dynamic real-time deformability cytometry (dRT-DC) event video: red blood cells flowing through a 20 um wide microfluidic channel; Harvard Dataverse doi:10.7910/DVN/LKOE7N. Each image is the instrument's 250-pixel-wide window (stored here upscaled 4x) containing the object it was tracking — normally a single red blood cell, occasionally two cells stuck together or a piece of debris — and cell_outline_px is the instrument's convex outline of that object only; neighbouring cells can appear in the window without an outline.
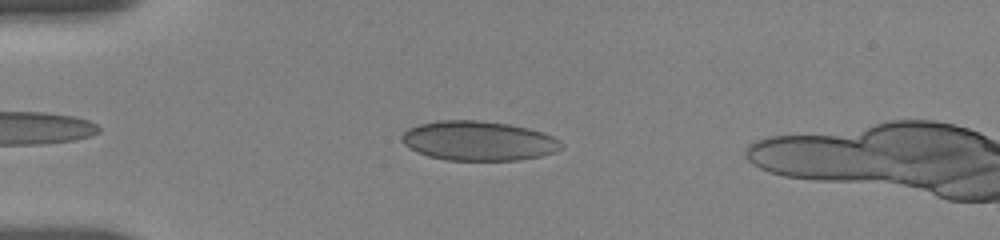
{"species": "human", "species_latin": "Homo sapiens", "temperature_condition": "room temperature", "stored_images_in_passage": 10, "camera_frame_rate_fps": 3000, "um_per_image_px": 0.085, "donor": {"sex": "female"}, "frame": {"image": 1, "passage_image": 8, "time_ms": 1.667, "image_size_px": [1000, 240], "cell_outline_px": [[564, 148], [556, 152], [540, 156], [520, 160], [448, 160], [428, 156], [404, 144], [400, 140], [400, 136], [408, 128], [420, 124], [436, 120], [480, 120], [508, 124], [528, 128], [544, 132], [560, 140], [564, 144]], "centroid_in_image_um": [40.71, 11.96], "position_along_channel_um": 44.3, "area_um2": 36.93}}